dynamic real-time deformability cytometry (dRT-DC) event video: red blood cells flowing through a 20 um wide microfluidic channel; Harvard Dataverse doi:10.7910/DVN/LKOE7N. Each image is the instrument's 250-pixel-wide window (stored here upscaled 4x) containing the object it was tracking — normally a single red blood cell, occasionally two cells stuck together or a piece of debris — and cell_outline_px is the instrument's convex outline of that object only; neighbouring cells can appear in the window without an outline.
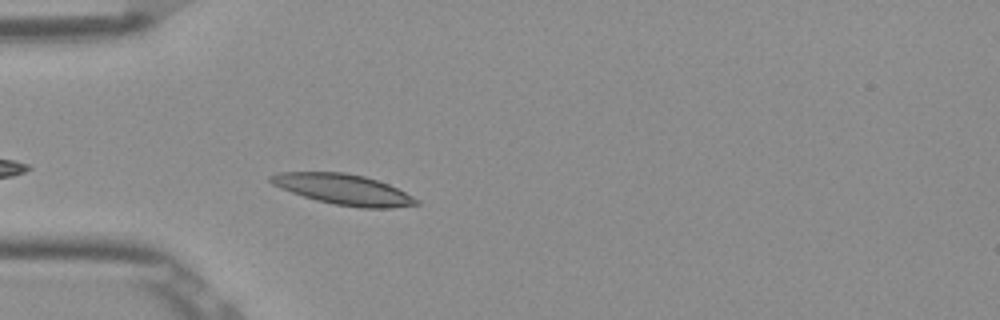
{"species": "Egyptian fruit bat (a non-hibernating species)", "species_latin": "Rousettus aegyptiacus", "temperature_condition": "room temperature", "stored_images_in_passage": 39, "camera_frame_rate_fps": 3000, "um_per_image_px": 0.085, "frame": {"image": 1, "passage_image": 4, "time_ms": 1.0, "image_size_px": [1000, 320], "cell_outline_px": [[420, 204], [392, 208], [360, 208], [332, 204], [316, 200], [280, 188], [272, 184], [268, 180], [268, 176], [280, 172], [344, 172], [364, 176], [388, 184], [420, 200]], "centroid_in_image_um": [29.18, 16.1], "position_along_channel_um": 55.8, "area_um2": 25.89}}
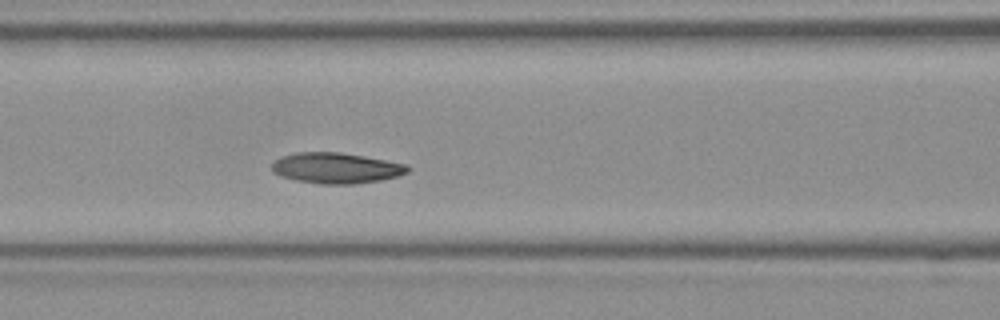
{"frame": {"image": 2, "passage_image": 11, "time_ms": 3.333, "image_size_px": [1000, 320], "cell_outline_px": [[412, 168], [408, 172], [396, 176], [380, 180], [352, 184], [320, 184], [296, 180], [280, 176], [272, 172], [272, 160], [296, 152], [340, 152], [364, 156], [408, 164]], "centroid_in_image_um": [28.56, 14.28], "position_along_channel_um": 138.0, "area_um2": 24.39}}
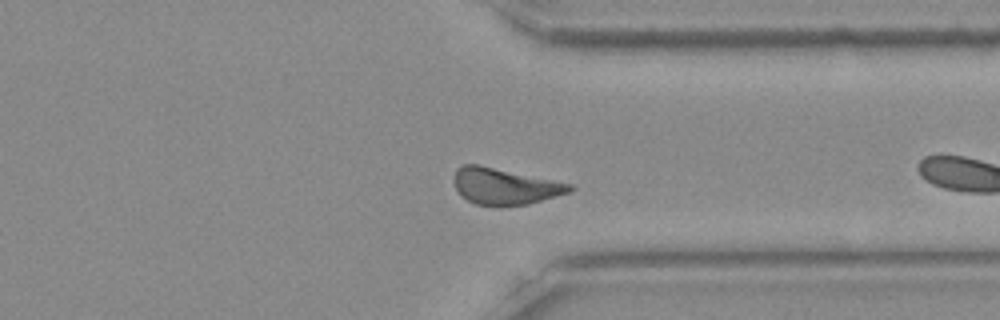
{"frame": {"image": 3, "passage_image": 26, "time_ms": 8.333, "image_size_px": [1000, 320], "cell_outline_px": [[576, 188], [572, 192], [528, 204], [500, 208], [496, 208], [476, 204], [460, 196], [452, 180], [452, 176], [456, 168], [464, 164], [480, 164], [572, 184]], "centroid_in_image_um": [42.88, 15.85], "position_along_channel_um": 368.5, "area_um2": 25.32}, "authors_computed_cell_mechanics": {"area_um2": 24.3338, "velocity_mm_per_s": 3.833, "shape_relaxation_time_tau1_ms": 1.8756, "shape_relaxation_time_tau2_ms": null, "deformation_change_tau1": 0.0914, "deformation_change_tau2": null}}